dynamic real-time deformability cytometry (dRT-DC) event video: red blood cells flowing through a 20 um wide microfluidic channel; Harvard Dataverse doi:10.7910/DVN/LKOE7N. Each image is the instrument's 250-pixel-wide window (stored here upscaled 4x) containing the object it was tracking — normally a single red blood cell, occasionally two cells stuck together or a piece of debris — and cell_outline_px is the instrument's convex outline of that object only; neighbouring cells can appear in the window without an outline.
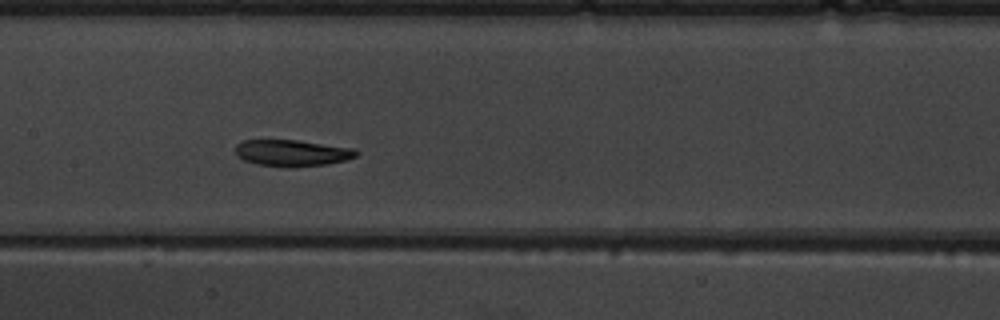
{"species": "common noctule bat (a hibernating species)", "species_latin": "Nyctalus noctula", "temperature_condition": "warm", "stored_images_in_passage": 12, "camera_frame_rate_fps": 3000, "um_per_image_px": 0.085, "animal": {"sex": "male", "body_mass_g": 19.5, "forearm_length_mm": 54.6}, "frame": {"image": 1, "passage_image": 6, "time_ms": 6.667, "image_size_px": [1000, 320], "cell_outline_px": [[360, 152], [356, 156], [344, 160], [328, 164], [292, 168], [288, 168], [256, 164], [244, 160], [236, 156], [236, 144], [240, 140], [296, 140], [356, 148]], "centroid_in_image_um": [24.83, 13.01], "position_along_channel_um": 182.6, "area_um2": 18.96}}
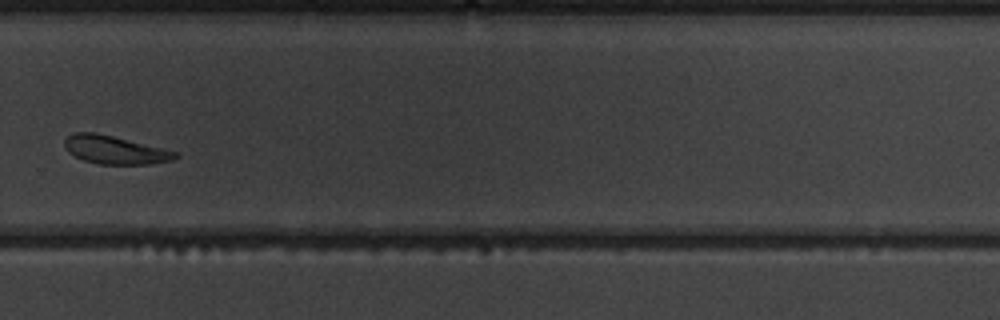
{"frame": {"image": 2, "passage_image": 9, "time_ms": 10.333, "image_size_px": [1000, 320], "cell_outline_px": [[180, 156], [172, 160], [148, 164], [100, 164], [84, 160], [68, 152], [64, 148], [64, 140], [68, 136], [76, 132], [96, 132], [180, 152]], "centroid_in_image_um": [9.78, 12.74], "position_along_channel_um": 320.0, "area_um2": 18.21}}
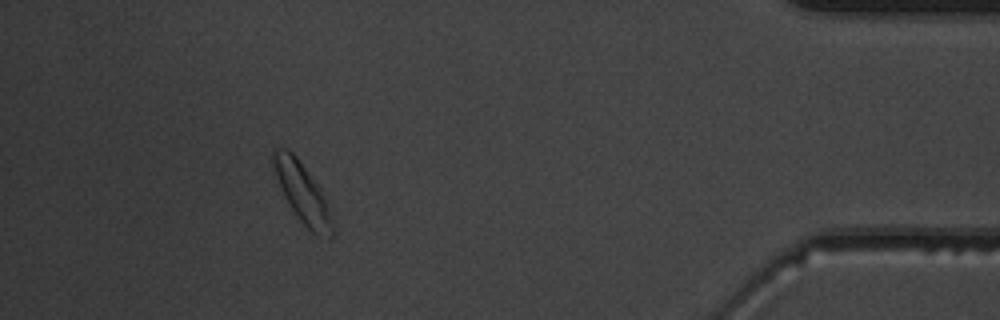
{"frame": {"image": 3, "passage_image": 12, "time_ms": 14.0, "image_size_px": [1000, 320], "cell_outline_px": [[332, 240], [312, 232], [296, 216], [284, 196], [272, 168], [272, 152], [276, 148], [288, 148], [296, 156], [308, 172], [316, 184], [324, 200], [332, 228]], "centroid_in_image_um": [25.61, 16.34], "position_along_channel_um": 409.6, "area_um2": 19.71}, "authors_computed_cell_mechanics": {"area_um2": 19.074, "velocity_mm_per_s": 3.7542, "shape_relaxation_time_tau1_ms": 1.6972, "shape_relaxation_time_tau2_ms": null, "deformation_change_tau1": 0.0918, "deformation_change_tau2": null}}